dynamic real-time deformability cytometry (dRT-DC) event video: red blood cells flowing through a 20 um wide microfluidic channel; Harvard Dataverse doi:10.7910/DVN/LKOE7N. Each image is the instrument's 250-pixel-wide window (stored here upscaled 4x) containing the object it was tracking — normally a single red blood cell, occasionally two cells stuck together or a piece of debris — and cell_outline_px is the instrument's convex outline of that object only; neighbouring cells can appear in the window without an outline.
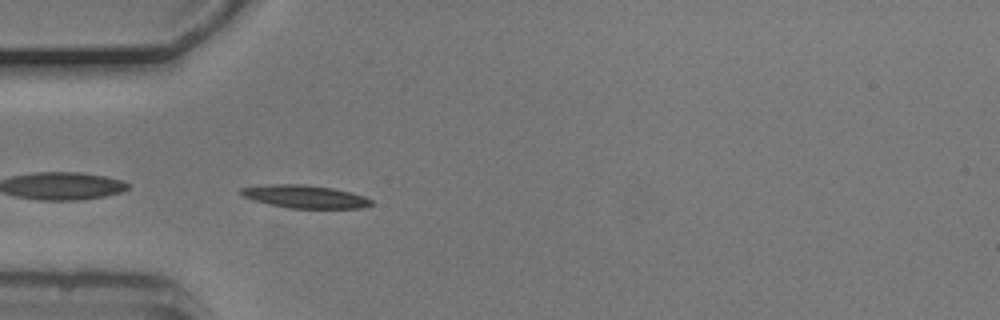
{"species": "common noctule bat (a hibernating species)", "species_latin": "Nyctalus noctula", "temperature_condition": "cold", "stored_images_in_passage": 5, "camera_frame_rate_fps": 3000, "um_per_image_px": 0.085, "animal": {"sex": "male", "body_mass_g": 20.5, "forearm_length_mm": 52.5}, "frame": {"image": 1, "passage_image": 5, "time_ms": 1.333, "image_size_px": [1000, 320], "cell_outline_px": [[372, 204], [364, 208], [288, 208], [268, 204], [244, 196], [240, 192], [240, 188], [268, 184], [304, 184], [332, 188], [364, 196], [372, 200]], "centroid_in_image_um": [25.93, 16.71], "position_along_channel_um": 59.1, "area_um2": 17.22}}